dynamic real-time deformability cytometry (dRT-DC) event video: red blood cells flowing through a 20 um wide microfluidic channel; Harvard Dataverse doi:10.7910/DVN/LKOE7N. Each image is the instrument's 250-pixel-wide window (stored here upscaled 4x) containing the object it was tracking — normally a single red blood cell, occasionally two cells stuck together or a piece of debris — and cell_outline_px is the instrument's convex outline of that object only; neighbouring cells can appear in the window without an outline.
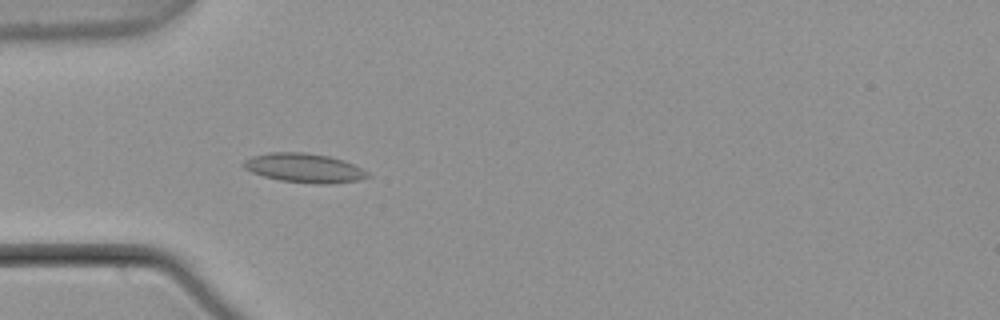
{"species": "common noctule bat (a hibernating species)", "species_latin": "Nyctalus noctula", "temperature_condition": "warm", "stored_images_in_passage": 4, "camera_frame_rate_fps": 3000, "um_per_image_px": 0.085, "animal": {"sex": "male", "body_mass_g": 21.5, "forearm_length_mm": 52.0}, "frame": {"image": 1, "passage_image": 4, "time_ms": 1.0, "image_size_px": [1000, 320], "cell_outline_px": [[372, 176], [360, 180], [328, 184], [316, 184], [280, 180], [264, 176], [252, 172], [244, 168], [240, 164], [244, 160], [252, 156], [268, 152], [304, 152], [328, 156], [344, 160], [368, 172]], "centroid_in_image_um": [25.85, 14.27], "position_along_channel_um": 59.2, "area_um2": 21.15}}